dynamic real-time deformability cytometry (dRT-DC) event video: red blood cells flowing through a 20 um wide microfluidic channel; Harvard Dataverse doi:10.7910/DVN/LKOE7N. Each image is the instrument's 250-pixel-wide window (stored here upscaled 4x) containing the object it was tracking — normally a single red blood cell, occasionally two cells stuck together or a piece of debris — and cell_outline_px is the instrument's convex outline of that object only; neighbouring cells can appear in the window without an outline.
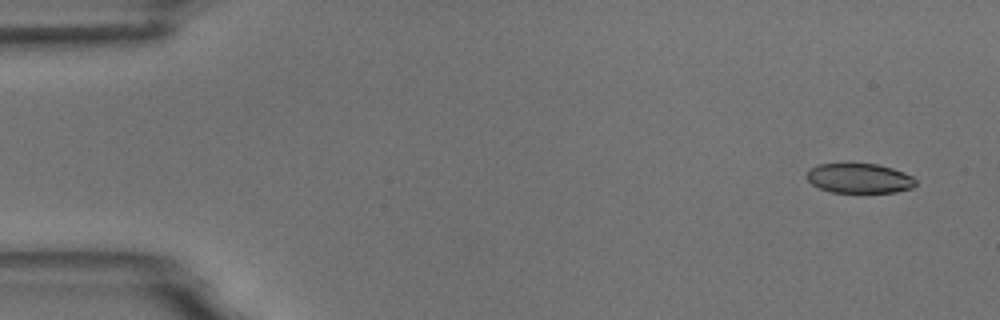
{"species": "common noctule bat (a hibernating species)", "species_latin": "Nyctalus noctula", "temperature_condition": "room temperature", "stored_images_in_passage": 5, "camera_frame_rate_fps": 3000, "um_per_image_px": 0.085, "animal": {"sex": "male", "body_mass_g": 18.8}, "frame": {"image": 1, "passage_image": 1, "time_ms": 0.0, "image_size_px": [1000, 320], "cell_outline_px": [[916, 184], [912, 188], [896, 192], [832, 192], [820, 188], [812, 184], [804, 176], [808, 168], [816, 164], [876, 164], [892, 168], [904, 172], [912, 176], [916, 180]], "centroid_in_image_um": [73.01, 15.15], "position_along_channel_um": 12.0, "area_um2": 18.96}}
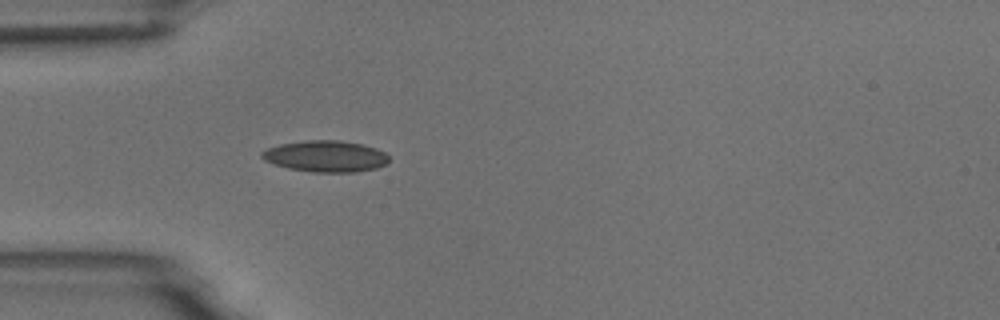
{"frame": {"image": 2, "passage_image": 5, "time_ms": 4.333, "image_size_px": [1000, 320], "cell_outline_px": [[388, 164], [376, 168], [356, 172], [312, 172], [288, 168], [264, 160], [260, 156], [260, 152], [268, 148], [280, 144], [304, 140], [340, 140], [364, 144], [376, 148], [384, 152], [388, 156]], "centroid_in_image_um": [27.69, 13.27], "position_along_channel_um": 57.3, "area_um2": 23.35}}